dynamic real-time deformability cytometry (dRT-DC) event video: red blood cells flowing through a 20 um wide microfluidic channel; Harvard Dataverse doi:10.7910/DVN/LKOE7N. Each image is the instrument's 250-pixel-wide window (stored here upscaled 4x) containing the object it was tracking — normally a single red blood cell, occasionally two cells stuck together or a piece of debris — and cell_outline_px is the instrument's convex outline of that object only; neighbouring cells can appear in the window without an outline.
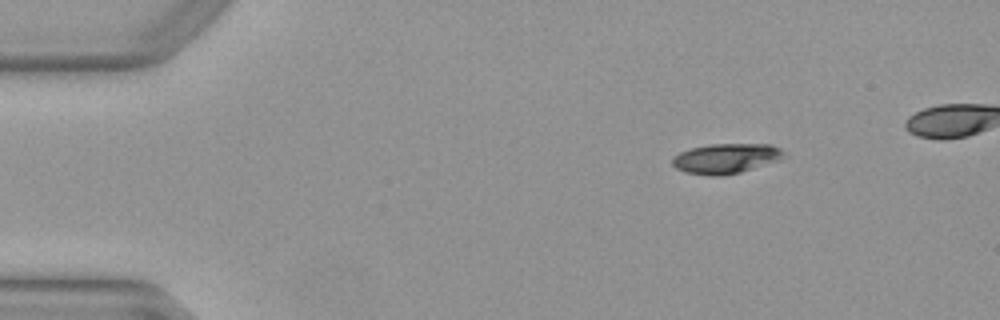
{"species": "Egyptian fruit bat (a non-hibernating species)", "species_latin": "Rousettus aegyptiacus", "temperature_condition": "warm", "stored_images_in_passage": 41, "camera_frame_rate_fps": 3000, "um_per_image_px": 0.085, "animal": {"sex": "female"}, "frame": {"image": 1, "passage_image": 1, "time_ms": 0.0, "image_size_px": [1000, 320], "cell_outline_px": [[788, 156], [740, 172], [720, 176], [712, 176], [684, 172], [676, 168], [672, 164], [672, 156], [688, 148], [708, 144], [772, 144], [780, 148]], "centroid_in_image_um": [61.66, 13.45], "position_along_channel_um": 23.3, "area_um2": 19.54}}
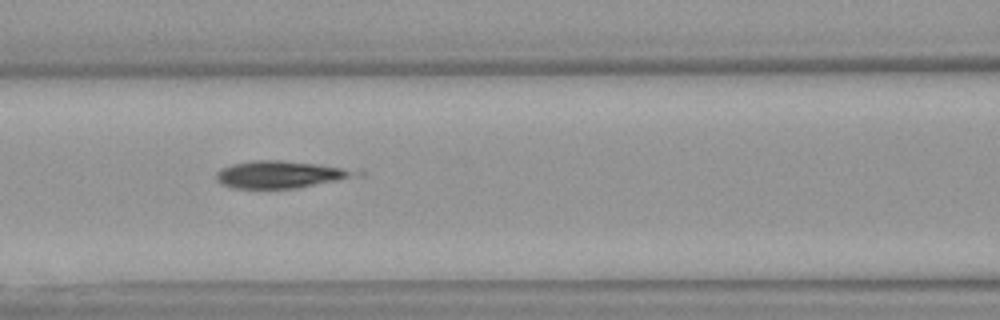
{"frame": {"image": 2, "passage_image": 16, "time_ms": 5.0, "image_size_px": [1000, 320], "cell_outline_px": [[348, 176], [336, 180], [296, 188], [232, 188], [220, 184], [216, 180], [216, 172], [232, 164], [256, 160], [280, 160], [312, 164], [340, 168], [348, 172]], "centroid_in_image_um": [23.52, 14.84], "position_along_channel_um": 143.1, "area_um2": 20.81}}
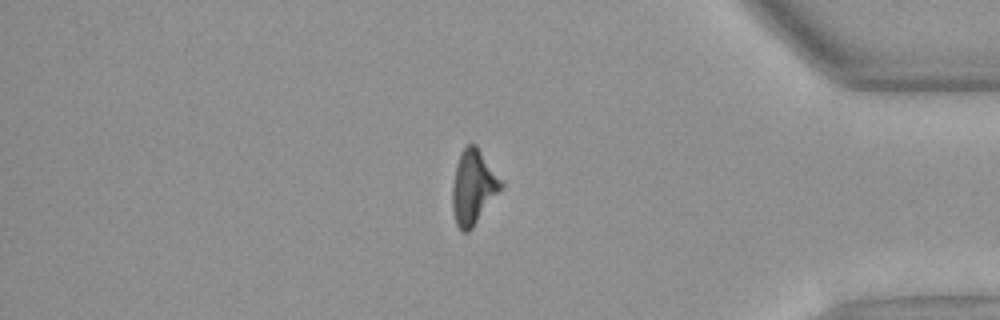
{"frame": {"image": 3, "passage_image": 37, "time_ms": 12.0, "image_size_px": [1000, 320], "cell_outline_px": [[504, 184], [472, 228], [468, 232], [460, 232], [456, 224], [452, 208], [452, 184], [456, 164], [460, 152], [468, 144], [476, 144], [504, 180]], "centroid_in_image_um": [40.23, 15.88], "position_along_channel_um": 395.0, "area_um2": 21.27}, "authors_computed_cell_mechanics": {"area_um2": 21.0392, "velocity_mm_per_s": 4.0189, "shape_relaxation_time_tau1_ms": 5.5116, "shape_relaxation_time_tau2_ms": 4.8262, "deformation_change_tau1": 0.2154, "deformation_change_tau2": 0.1039}}